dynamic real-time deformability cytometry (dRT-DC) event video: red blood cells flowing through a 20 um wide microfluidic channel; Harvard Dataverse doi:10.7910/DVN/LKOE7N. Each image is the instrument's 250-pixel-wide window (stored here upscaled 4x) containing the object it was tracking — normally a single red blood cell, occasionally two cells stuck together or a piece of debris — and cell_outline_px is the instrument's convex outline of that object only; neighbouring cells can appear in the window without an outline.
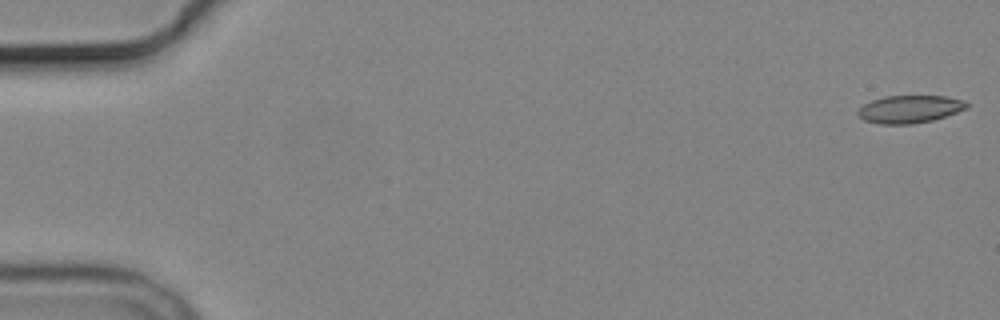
{"species": "common noctule bat (a hibernating species)", "species_latin": "Nyctalus noctula", "temperature_condition": "cold", "stored_images_in_passage": 5, "camera_frame_rate_fps": 3000, "um_per_image_px": 0.085, "animal": {"sex": "male", "body_mass_g": 19.2, "forearm_length_mm": 51.8}, "frame": {"image": 1, "passage_image": 1, "time_ms": 0.0, "image_size_px": [1000, 320], "cell_outline_px": [[968, 108], [932, 120], [912, 124], [880, 124], [864, 120], [856, 112], [864, 104], [872, 100], [884, 96], [948, 96], [964, 100], [968, 104]], "centroid_in_image_um": [77.33, 9.27], "position_along_channel_um": 7.7, "area_um2": 17.46}}